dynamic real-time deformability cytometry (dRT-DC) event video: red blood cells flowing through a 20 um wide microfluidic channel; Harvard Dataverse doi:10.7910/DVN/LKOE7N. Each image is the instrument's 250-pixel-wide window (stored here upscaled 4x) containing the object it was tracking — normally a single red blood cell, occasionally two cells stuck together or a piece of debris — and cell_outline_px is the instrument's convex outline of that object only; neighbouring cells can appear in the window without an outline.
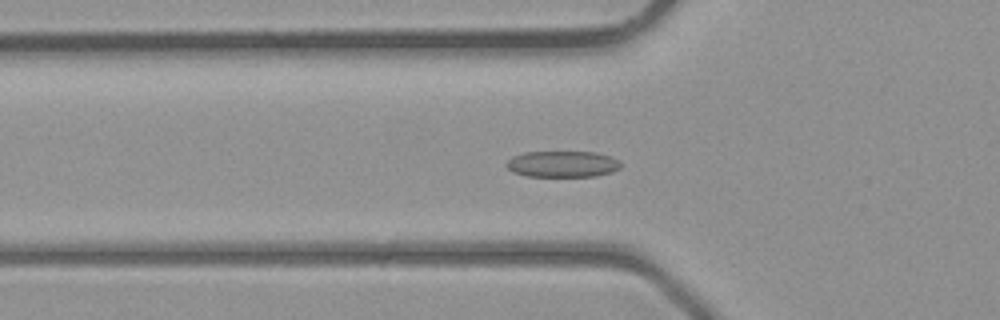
{"species": "common noctule bat (a hibernating species)", "species_latin": "Nyctalus noctula", "temperature_condition": "room temperature", "stored_images_in_passage": 31, "camera_frame_rate_fps": 3000, "um_per_image_px": 0.085, "animal": {"sex": "male", "body_mass_g": 23.1, "forearm_length_mm": 52.7}, "frame": {"image": 1, "passage_image": 4, "time_ms": 1.0, "image_size_px": [1000, 320], "cell_outline_px": [[620, 168], [612, 172], [596, 176], [524, 176], [512, 172], [504, 164], [512, 156], [524, 152], [596, 152], [612, 156], [620, 160]], "centroid_in_image_um": [47.81, 13.94], "position_along_channel_um": 78.0, "area_um2": 17.69}}
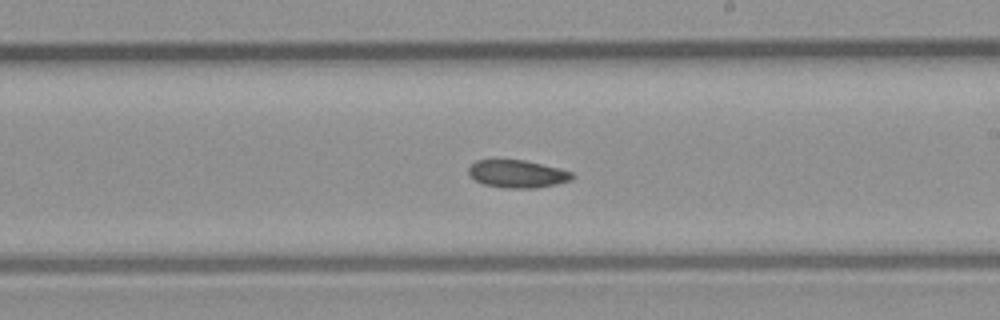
{"frame": {"image": 2, "passage_image": 14, "time_ms": 4.333, "image_size_px": [1000, 320], "cell_outline_px": [[576, 176], [572, 180], [556, 184], [536, 188], [504, 188], [484, 184], [468, 176], [468, 168], [476, 160], [524, 160], [560, 168], [572, 172]], "centroid_in_image_um": [43.99, 14.78], "position_along_channel_um": 245.0, "area_um2": 16.82}}
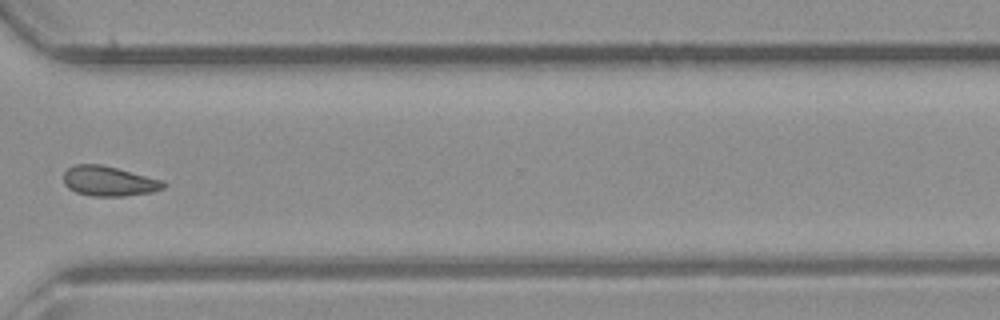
{"frame": {"image": 3, "passage_image": 21, "time_ms": 6.667, "image_size_px": [1000, 320], "cell_outline_px": [[164, 188], [152, 192], [124, 196], [92, 196], [76, 192], [68, 188], [64, 184], [64, 172], [68, 168], [76, 164], [100, 164], [164, 180]], "centroid_in_image_um": [9.24, 15.4], "position_along_channel_um": 361.4, "area_um2": 17.34}}